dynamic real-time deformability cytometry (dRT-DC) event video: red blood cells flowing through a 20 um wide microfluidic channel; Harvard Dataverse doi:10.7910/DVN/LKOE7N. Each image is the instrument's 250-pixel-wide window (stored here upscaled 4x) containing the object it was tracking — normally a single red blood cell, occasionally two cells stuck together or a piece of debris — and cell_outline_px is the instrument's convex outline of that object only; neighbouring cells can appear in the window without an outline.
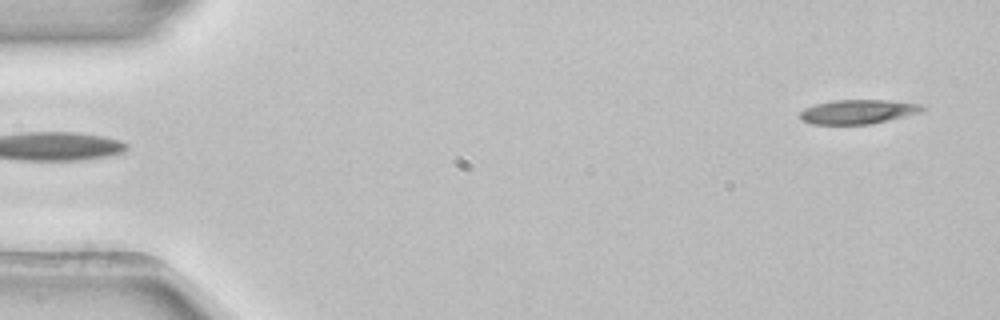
{"species": "common noctule bat (a hibernating species)", "species_latin": "Nyctalus noctula", "temperature_condition": "room temperature", "stored_images_in_passage": 4, "segment_of_instrument_passage": [2, 2], "camera_frame_rate_fps": 3000, "um_per_image_px": 0.085, "animal": {"sex": "female", "body_mass_g": 22.7, "forearm_length_mm": 54.2}, "frame": {"image": 1, "passage_image": 4, "time_ms": 1.0, "image_size_px": [1000, 320], "cell_outline_px": [[928, 108], [920, 112], [872, 124], [812, 124], [800, 120], [800, 112], [804, 108], [816, 104], [832, 100], [884, 100], [920, 104]], "centroid_in_image_um": [72.9, 9.5], "position_along_channel_um": 12.1, "area_um2": 17.22}}